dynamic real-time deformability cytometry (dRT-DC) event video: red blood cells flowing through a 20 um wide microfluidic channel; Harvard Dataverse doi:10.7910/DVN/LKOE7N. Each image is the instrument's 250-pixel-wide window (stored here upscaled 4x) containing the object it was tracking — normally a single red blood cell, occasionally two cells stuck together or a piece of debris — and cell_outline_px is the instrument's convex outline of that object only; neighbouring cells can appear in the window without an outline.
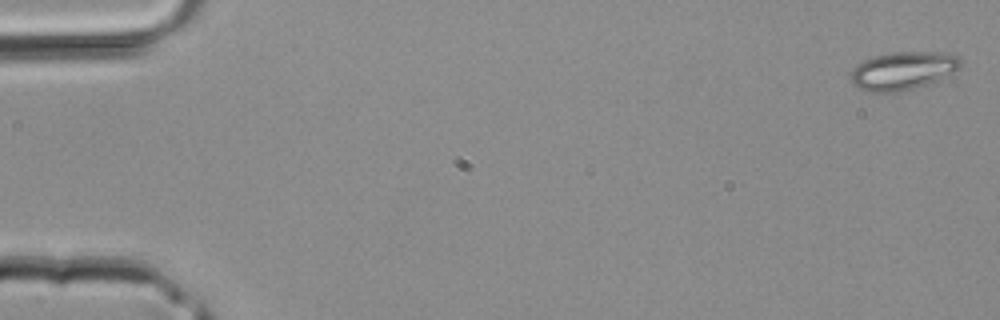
{"species": "common noctule bat (a hibernating species)", "species_latin": "Nyctalus noctula", "temperature_condition": "room temperature", "stored_images_in_passage": 41, "camera_frame_rate_fps": 3000, "um_per_image_px": 0.085, "animal": {"sex": "male", "body_mass_g": 20.4}, "frame": {"image": 1, "passage_image": 1, "time_ms": 0.0, "image_size_px": [1000, 320], "cell_outline_px": [[964, 64], [960, 68], [940, 80], [912, 88], [892, 92], [868, 92], [856, 88], [852, 84], [848, 76], [852, 68], [856, 64], [872, 56], [896, 52], [940, 52], [956, 56]], "centroid_in_image_um": [76.69, 6.01], "position_along_channel_um": 8.3, "area_um2": 24.62}}
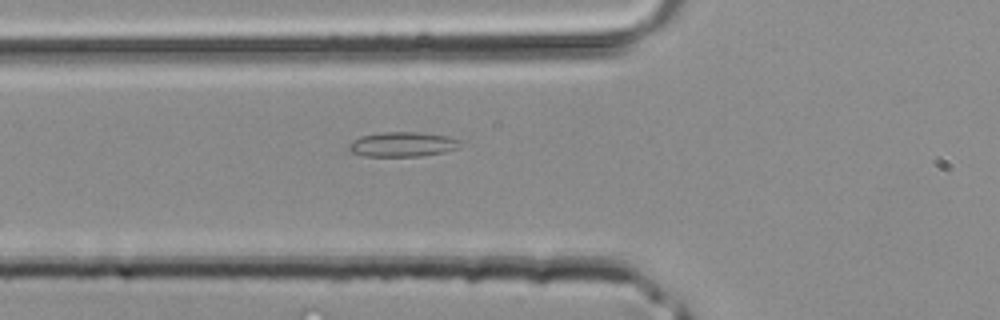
{"frame": {"image": 2, "passage_image": 15, "time_ms": 4.667, "image_size_px": [1000, 320], "cell_outline_px": [[468, 144], [460, 148], [444, 152], [420, 156], [364, 156], [352, 152], [348, 148], [348, 144], [352, 140], [360, 136], [380, 132], [416, 132], [448, 136], [464, 140]], "centroid_in_image_um": [34.31, 12.26], "position_along_channel_um": 91.5, "area_um2": 16.47}}
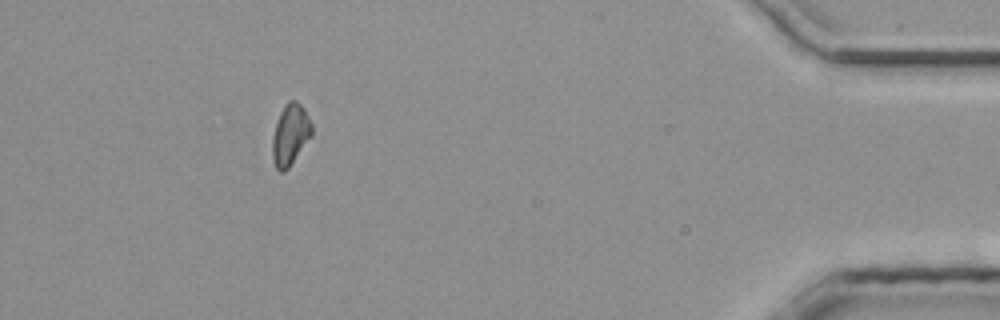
{"frame": {"image": 3, "passage_image": 37, "time_ms": 12.0, "image_size_px": [1000, 320], "cell_outline_px": [[312, 136], [288, 168], [284, 172], [280, 172], [276, 168], [272, 160], [272, 136], [280, 112], [284, 104], [288, 100], [296, 100], [304, 108], [312, 124]], "centroid_in_image_um": [24.67, 11.44], "position_along_channel_um": 410.5, "area_um2": 14.16}}